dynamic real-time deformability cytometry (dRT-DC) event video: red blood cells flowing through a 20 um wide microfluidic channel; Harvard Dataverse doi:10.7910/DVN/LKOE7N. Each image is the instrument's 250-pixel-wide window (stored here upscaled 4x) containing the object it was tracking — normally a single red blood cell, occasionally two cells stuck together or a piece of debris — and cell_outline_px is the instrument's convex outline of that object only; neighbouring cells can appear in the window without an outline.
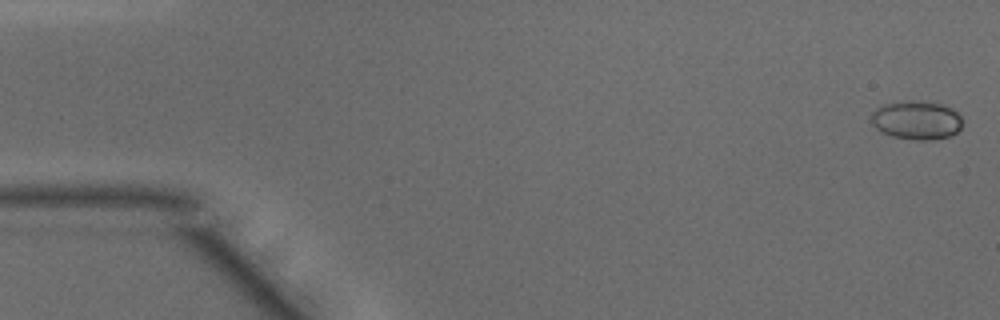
{"species": "common noctule bat (a hibernating species)", "species_latin": "Nyctalus noctula", "temperature_condition": "warm", "stored_images_in_passage": 48, "camera_frame_rate_fps": 3000, "um_per_image_px": 0.085, "animal": {"sex": "male", "body_mass_g": 15.6}, "frame": {"image": 1, "passage_image": 1, "time_ms": 0.0, "image_size_px": [1000, 320], "cell_outline_px": [[960, 128], [956, 132], [948, 136], [932, 140], [916, 140], [892, 136], [880, 132], [872, 124], [872, 112], [876, 108], [884, 104], [904, 100], [924, 100], [944, 104], [952, 108], [960, 116]], "centroid_in_image_um": [77.88, 10.19], "position_along_channel_um": 7.1, "area_um2": 20.75}}
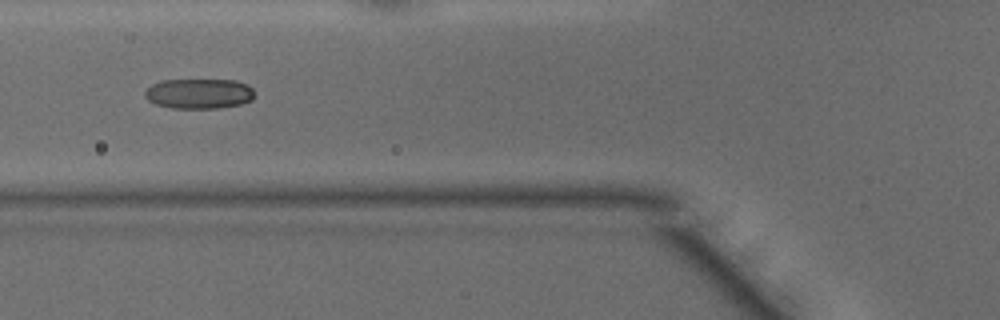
{"frame": {"image": 2, "passage_image": 18, "time_ms": 5.667, "image_size_px": [1000, 320], "cell_outline_px": [[256, 96], [252, 100], [240, 104], [216, 108], [172, 108], [156, 104], [148, 100], [144, 96], [144, 92], [152, 84], [164, 80], [236, 80], [248, 84], [252, 88]], "centroid_in_image_um": [16.94, 7.95], "position_along_channel_um": 108.9, "area_um2": 19.31}}
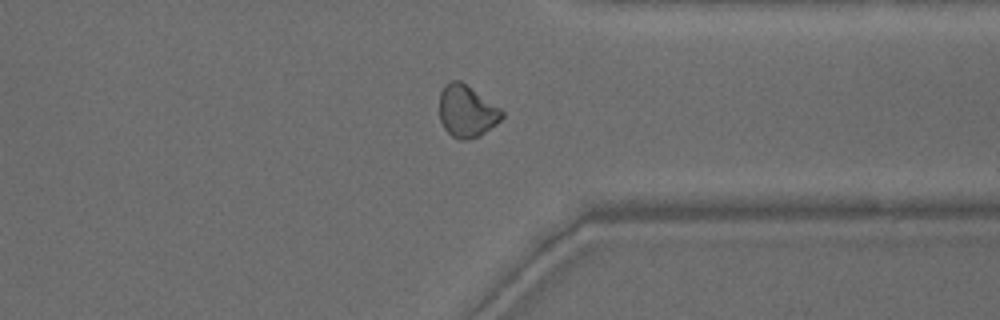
{"frame": {"image": 3, "passage_image": 37, "time_ms": 12.0, "image_size_px": [1000, 320], "cell_outline_px": [[504, 116], [496, 124], [480, 136], [468, 140], [460, 140], [452, 136], [444, 128], [440, 120], [440, 92], [444, 84], [452, 80], [460, 80], [500, 108], [504, 112]], "centroid_in_image_um": [39.66, 9.46], "position_along_channel_um": 371.7, "area_um2": 18.96}, "authors_computed_cell_mechanics": {"area_um2": 19.3052, "velocity_mm_per_s": 4.1944, "shape_relaxation_time_tau1_ms": 4.6526, "shape_relaxation_time_tau2_ms": null, "deformation_change_tau1": 0.149, "deformation_change_tau2": null}}